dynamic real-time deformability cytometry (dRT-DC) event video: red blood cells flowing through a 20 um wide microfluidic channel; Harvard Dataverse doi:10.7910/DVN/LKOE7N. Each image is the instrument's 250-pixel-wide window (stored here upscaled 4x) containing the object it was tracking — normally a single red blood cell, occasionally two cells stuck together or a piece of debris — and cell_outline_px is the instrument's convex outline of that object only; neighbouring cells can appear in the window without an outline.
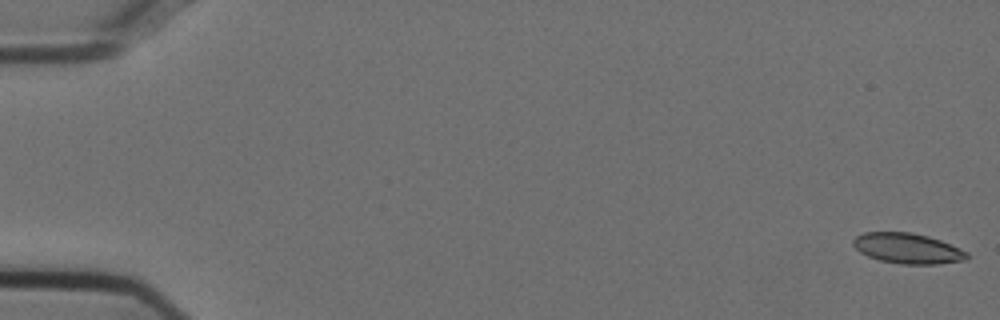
{"species": "Egyptian fruit bat (a non-hibernating species)", "species_latin": "Rousettus aegyptiacus", "temperature_condition": "cold", "stored_images_in_passage": 54, "camera_frame_rate_fps": 3000, "um_per_image_px": 0.085, "animal": {"sex": "female"}, "frame": {"image": 1, "passage_image": 1, "time_ms": 0.0, "image_size_px": [1000, 320], "cell_outline_px": [[968, 260], [940, 264], [900, 264], [880, 260], [868, 256], [860, 252], [852, 244], [852, 240], [856, 236], [864, 232], [912, 232], [928, 236], [940, 240], [960, 248], [968, 252]], "centroid_in_image_um": [77.16, 21.11], "position_along_channel_um": 7.8, "area_um2": 20.29}}
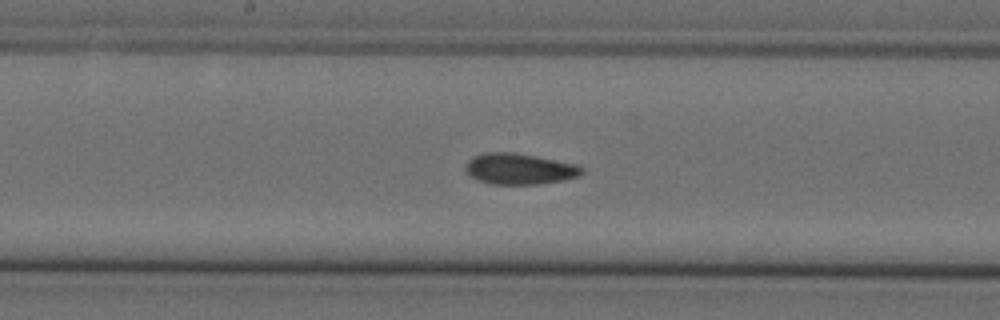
{"frame": {"image": 2, "passage_image": 29, "time_ms": 9.333, "image_size_px": [1000, 320], "cell_outline_px": [[584, 172], [580, 176], [540, 184], [492, 184], [480, 180], [472, 176], [464, 168], [468, 160], [472, 156], [484, 152], [516, 152], [576, 164], [584, 168]], "centroid_in_image_um": [44.16, 14.34], "position_along_channel_um": 204.0, "area_um2": 20.98}}
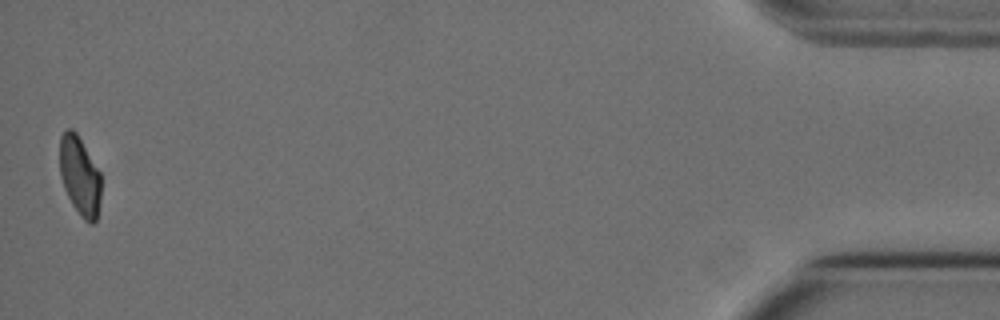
{"frame": {"image": 3, "passage_image": 54, "time_ms": 17.667, "image_size_px": [1000, 320], "cell_outline_px": [[100, 200], [96, 220], [92, 224], [88, 224], [80, 216], [72, 204], [64, 188], [60, 176], [60, 136], [68, 128], [72, 128], [76, 132], [100, 172]], "centroid_in_image_um": [6.77, 14.97], "position_along_channel_um": 428.4, "area_um2": 18.96}, "authors_computed_cell_mechanics": {"area_um2": 20.4034, "velocity_mm_per_s": 3.7453, "shape_relaxation_time_tau1_ms": null, "shape_relaxation_time_tau2_ms": 3.8892, "deformation_change_tau1": null, "deformation_change_tau2": 0.083}}